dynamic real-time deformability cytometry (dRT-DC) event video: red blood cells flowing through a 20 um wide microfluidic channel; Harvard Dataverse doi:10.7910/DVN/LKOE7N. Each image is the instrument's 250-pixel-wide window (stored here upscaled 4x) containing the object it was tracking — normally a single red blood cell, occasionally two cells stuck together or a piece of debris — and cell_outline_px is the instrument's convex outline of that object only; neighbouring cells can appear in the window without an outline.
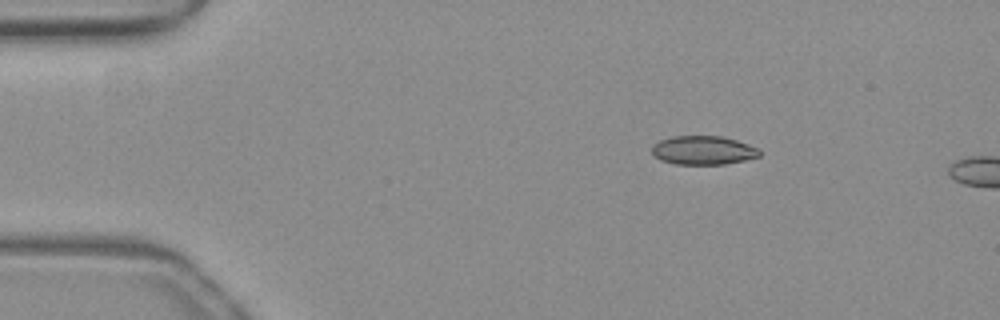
{"species": "common noctule bat (a hibernating species)", "species_latin": "Nyctalus noctula", "temperature_condition": "warm", "stored_images_in_passage": 5, "camera_frame_rate_fps": 3000, "um_per_image_px": 0.085, "animal": {"sex": "female", "body_mass_g": 19.3, "forearm_length_mm": 54.1}, "frame": {"image": 1, "passage_image": 1, "time_ms": 0.0, "image_size_px": [1000, 320], "cell_outline_px": [[760, 156], [744, 160], [724, 164], [676, 164], [660, 160], [652, 156], [652, 144], [660, 140], [672, 136], [720, 136], [736, 140], [760, 148]], "centroid_in_image_um": [59.74, 12.77], "position_along_channel_um": 25.3, "area_um2": 18.15}}